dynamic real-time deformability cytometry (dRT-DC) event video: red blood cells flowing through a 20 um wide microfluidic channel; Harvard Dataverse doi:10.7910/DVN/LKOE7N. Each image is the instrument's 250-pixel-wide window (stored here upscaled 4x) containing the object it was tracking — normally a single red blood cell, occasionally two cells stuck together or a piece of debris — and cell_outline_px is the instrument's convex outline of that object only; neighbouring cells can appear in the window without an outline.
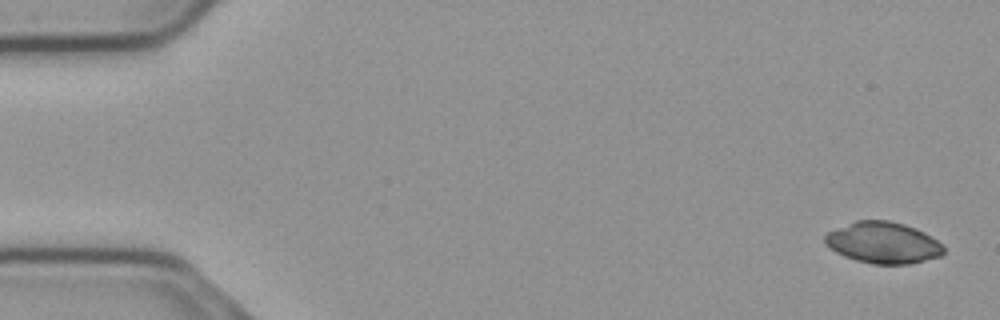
{"species": "common noctule bat (a hibernating species)", "species_latin": "Nyctalus noctula", "temperature_condition": "cold", "stored_images_in_passage": 55, "camera_frame_rate_fps": 3000, "um_per_image_px": 0.085, "animal": {"sex": "male", "body_mass_g": 23.1, "forearm_length_mm": 52.7}, "frame": {"image": 1, "passage_image": 1, "time_ms": 0.0, "image_size_px": [1000, 320], "cell_outline_px": [[944, 252], [940, 256], [908, 264], [872, 264], [856, 260], [844, 256], [836, 252], [824, 240], [824, 236], [828, 232], [856, 220], [888, 220], [904, 224], [916, 228], [924, 232], [944, 244]], "centroid_in_image_um": [75.09, 20.62], "position_along_channel_um": 9.9, "area_um2": 28.5}}